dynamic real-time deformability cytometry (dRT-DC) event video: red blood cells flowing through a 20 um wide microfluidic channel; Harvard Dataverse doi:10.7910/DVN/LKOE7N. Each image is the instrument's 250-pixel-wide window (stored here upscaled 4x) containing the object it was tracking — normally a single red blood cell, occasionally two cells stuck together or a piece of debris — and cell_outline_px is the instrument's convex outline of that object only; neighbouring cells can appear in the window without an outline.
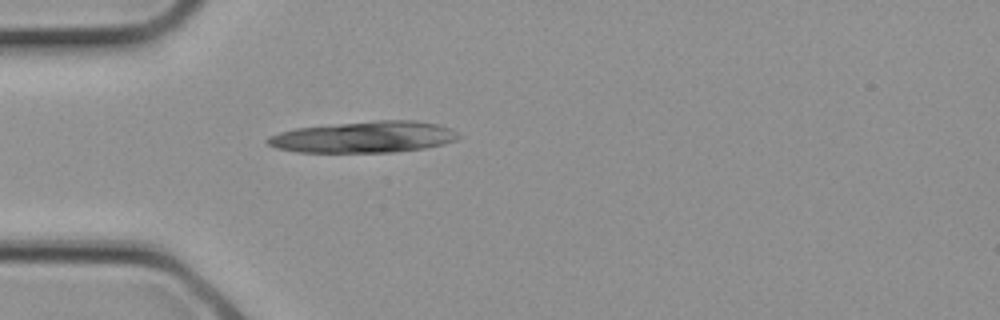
{"species": "common noctule bat (a hibernating species)", "species_latin": "Nyctalus noctula", "temperature_condition": "cold", "stored_images_in_passage": 3, "camera_frame_rate_fps": 3000, "um_per_image_px": 0.085, "animal": {"sex": "female", "body_mass_g": 21.9}, "frame": {"image": 1, "passage_image": 2, "time_ms": 0.333, "image_size_px": [1000, 320], "cell_outline_px": [[464, 136], [456, 140], [444, 144], [424, 148], [392, 152], [296, 152], [276, 148], [268, 144], [264, 140], [268, 136], [280, 132], [296, 128], [380, 120], [416, 120], [436, 124], [452, 128]], "centroid_in_image_um": [30.99, 11.65], "position_along_channel_um": 54.0, "area_um2": 34.97}}